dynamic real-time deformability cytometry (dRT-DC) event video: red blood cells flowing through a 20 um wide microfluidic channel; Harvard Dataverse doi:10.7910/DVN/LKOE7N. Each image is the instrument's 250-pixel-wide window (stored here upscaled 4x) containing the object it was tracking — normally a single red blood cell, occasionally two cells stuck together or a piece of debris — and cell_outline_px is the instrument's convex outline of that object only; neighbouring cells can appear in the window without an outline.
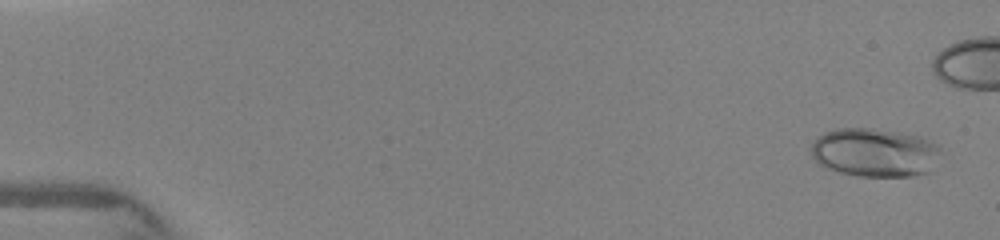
{"species": "human", "species_latin": "Homo sapiens", "temperature_condition": "warm", "stored_images_in_passage": 42, "camera_frame_rate_fps": 3000, "um_per_image_px": 0.085, "donor": {"sex": "female"}, "frame": {"image": 1, "passage_image": 1, "time_ms": 0.0, "image_size_px": [1000, 240], "cell_outline_px": [[940, 148], [928, 172], [912, 176], [860, 176], [840, 172], [824, 168], [812, 156], [812, 144], [816, 136], [824, 132], [840, 128], [872, 128], [920, 136], [936, 144]], "centroid_in_image_um": [74.29, 12.95], "position_along_channel_um": 10.7, "area_um2": 36.36}}
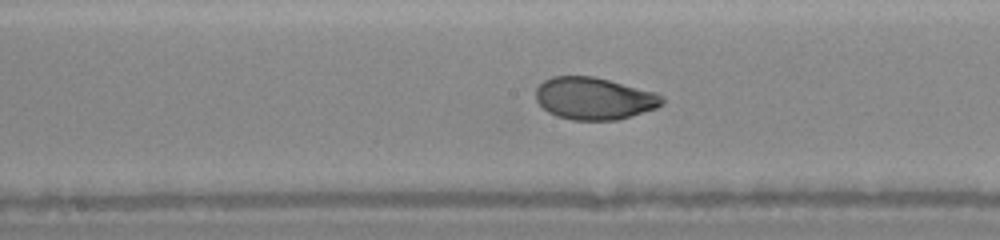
{"frame": {"image": 2, "passage_image": 23, "time_ms": 7.667, "image_size_px": [1000, 240], "cell_outline_px": [[664, 104], [656, 108], [632, 116], [616, 120], [572, 120], [556, 116], [548, 112], [536, 100], [536, 88], [544, 80], [552, 76], [592, 76], [656, 92], [664, 96]], "centroid_in_image_um": [50.51, 8.37], "position_along_channel_um": 197.7, "area_um2": 31.15}}
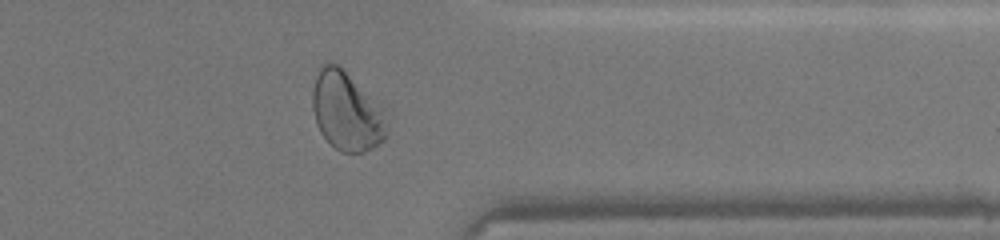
{"frame": {"image": 3, "passage_image": 41, "time_ms": 12.0, "image_size_px": [1000, 240], "cell_outline_px": [[392, 116], [388, 136], [384, 140], [372, 148], [364, 152], [340, 152], [320, 132], [316, 124], [312, 108], [312, 92], [316, 76], [324, 60], [332, 60], [388, 104], [392, 108]], "centroid_in_image_um": [29.63, 9.4], "position_along_channel_um": 381.8, "area_um2": 36.65}}